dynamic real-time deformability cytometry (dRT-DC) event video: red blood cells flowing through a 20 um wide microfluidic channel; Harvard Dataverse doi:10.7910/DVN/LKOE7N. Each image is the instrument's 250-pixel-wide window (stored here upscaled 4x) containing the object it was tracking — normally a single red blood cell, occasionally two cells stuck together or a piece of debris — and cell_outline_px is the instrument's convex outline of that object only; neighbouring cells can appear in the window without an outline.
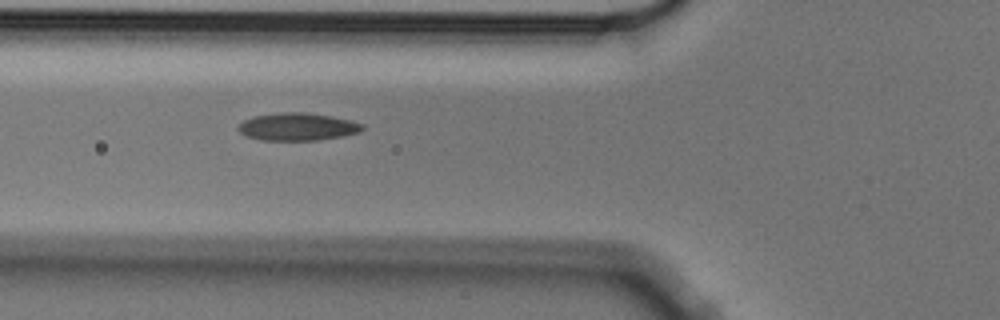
{"species": "Egyptian fruit bat (a non-hibernating species)", "species_latin": "Rousettus aegyptiacus", "temperature_condition": "cold", "stored_images_in_passage": 8, "camera_frame_rate_fps": 3000, "um_per_image_px": 0.085, "animal": {"sex": "male"}, "frame": {"image": 1, "passage_image": 3, "time_ms": 0.667, "image_size_px": [1000, 320], "cell_outline_px": [[364, 128], [360, 132], [344, 136], [316, 140], [264, 140], [248, 136], [240, 132], [236, 128], [244, 120], [252, 116], [276, 112], [304, 112], [332, 116], [352, 120], [364, 124]], "centroid_in_image_um": [25.32, 10.76], "position_along_channel_um": 100.5, "area_um2": 20.11}}
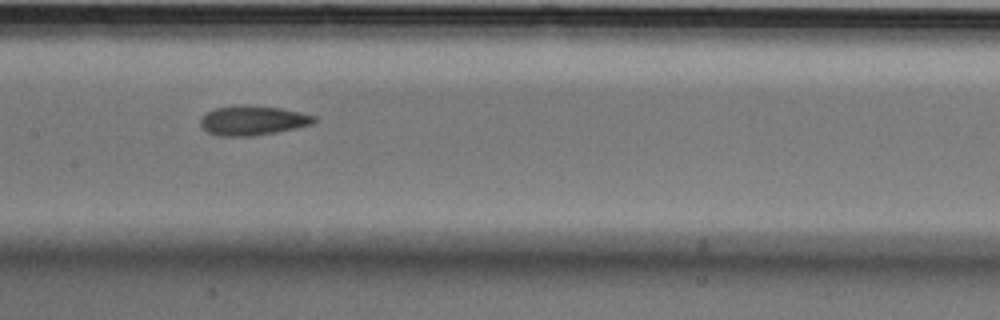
{"frame": {"image": 2, "passage_image": 5, "time_ms": 1.333, "image_size_px": [1000, 320], "cell_outline_px": [[316, 120], [312, 124], [296, 128], [276, 132], [252, 136], [220, 136], [208, 132], [200, 124], [200, 120], [208, 112], [216, 108], [240, 104], [248, 104], [280, 108], [300, 112], [316, 116]], "centroid_in_image_um": [21.5, 10.23], "position_along_channel_um": 185.9, "area_um2": 19.54}}
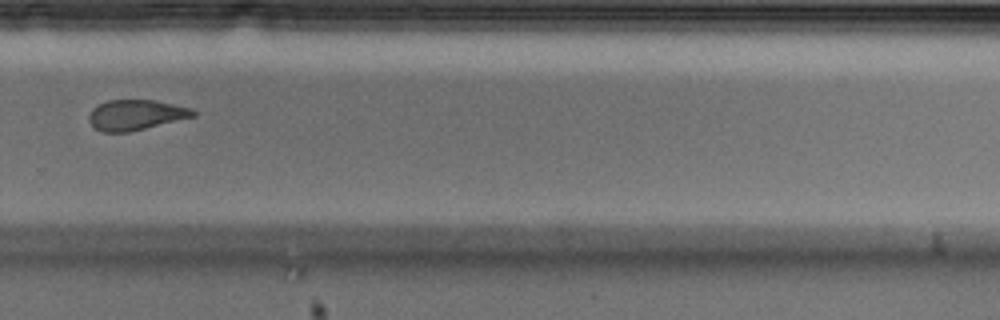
{"frame": {"image": 3, "passage_image": 8, "time_ms": 2.333, "image_size_px": [1000, 320], "cell_outline_px": [[196, 116], [128, 132], [100, 132], [88, 120], [88, 116], [92, 108], [108, 100], [156, 100], [192, 108], [196, 112]], "centroid_in_image_um": [11.55, 9.76], "position_along_channel_um": 318.3, "area_um2": 18.38}}